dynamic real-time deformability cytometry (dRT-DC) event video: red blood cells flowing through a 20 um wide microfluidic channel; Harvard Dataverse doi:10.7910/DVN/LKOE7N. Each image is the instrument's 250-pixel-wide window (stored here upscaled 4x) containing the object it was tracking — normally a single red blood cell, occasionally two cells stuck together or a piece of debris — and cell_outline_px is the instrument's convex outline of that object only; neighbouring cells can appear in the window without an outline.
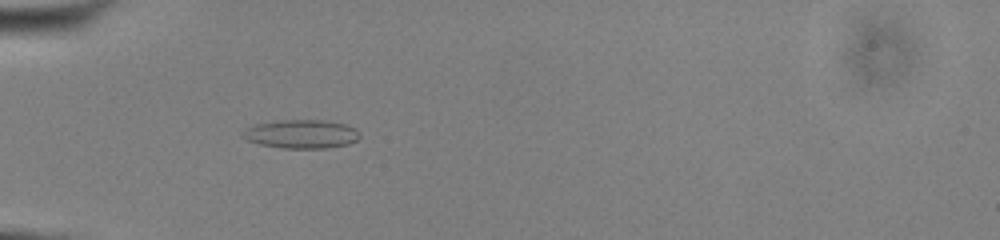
{"species": "common noctule bat (a hibernating species)", "species_latin": "Nyctalus noctula", "temperature_condition": "cold", "stored_images_in_passage": 55, "camera_frame_rate_fps": 3000, "um_per_image_px": 0.085, "animal": {"sex": "male", "body_mass_g": 13.0, "forearm_length_mm": 53.1}, "frame": {"image": 1, "passage_image": 19, "time_ms": 6.0, "image_size_px": [1000, 240], "cell_outline_px": [[360, 136], [356, 140], [348, 144], [324, 148], [284, 148], [260, 144], [248, 140], [240, 136], [240, 132], [256, 124], [280, 120], [320, 120], [344, 124], [356, 128], [360, 132]], "centroid_in_image_um": [25.61, 11.39], "position_along_channel_um": 59.4, "area_um2": 19.42}}
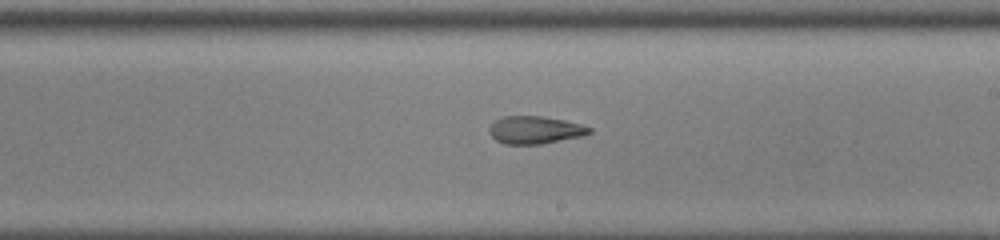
{"frame": {"image": 2, "passage_image": 34, "time_ms": 11.0, "image_size_px": [1000, 240], "cell_outline_px": [[592, 132], [584, 136], [540, 144], [504, 144], [496, 140], [488, 132], [488, 128], [496, 120], [504, 116], [544, 116], [564, 120], [580, 124], [592, 128]], "centroid_in_image_um": [45.49, 11.05], "position_along_channel_um": 243.5, "area_um2": 16.18}}
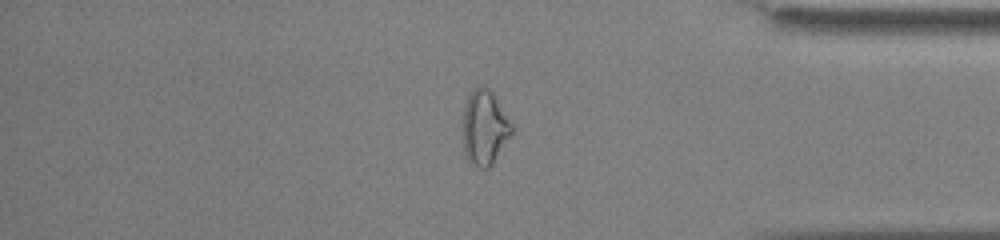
{"frame": {"image": 3, "passage_image": 47, "time_ms": 15.333, "image_size_px": [1000, 240], "cell_outline_px": [[512, 132], [492, 164], [488, 168], [480, 168], [472, 164], [468, 160], [464, 148], [460, 128], [460, 124], [464, 104], [468, 96], [476, 88], [484, 84], [492, 92], [512, 124]], "centroid_in_image_um": [41.12, 10.83], "position_along_channel_um": 394.1, "area_um2": 21.44}, "authors_computed_cell_mechanics": {"area_um2": 19.363, "velocity_mm_per_s": 3.8661, "shape_relaxation_time_tau1_ms": null, "shape_relaxation_time_tau2_ms": 3.713, "deformation_change_tau1": null, "deformation_change_tau2": 0.124}}